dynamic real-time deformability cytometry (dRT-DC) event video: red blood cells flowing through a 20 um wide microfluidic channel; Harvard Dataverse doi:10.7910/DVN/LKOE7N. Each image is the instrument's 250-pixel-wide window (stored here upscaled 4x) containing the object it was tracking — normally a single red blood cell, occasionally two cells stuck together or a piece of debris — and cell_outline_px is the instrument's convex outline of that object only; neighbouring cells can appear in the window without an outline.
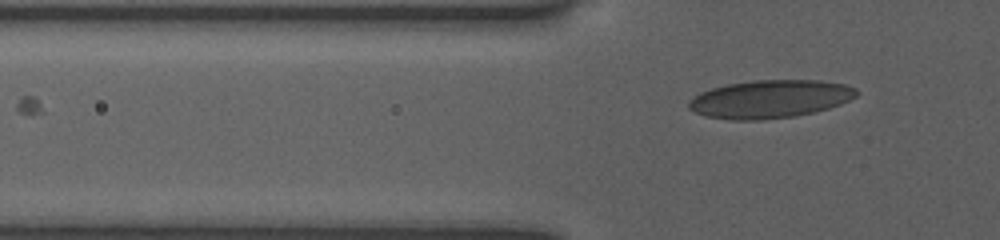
{"species": "human", "species_latin": "Homo sapiens", "temperature_condition": "room temperature", "stored_images_in_passage": 9, "camera_frame_rate_fps": 3000, "um_per_image_px": 0.085, "donor": {"sex": "female"}, "frame": {"image": 1, "passage_image": 9, "time_ms": 6.0, "image_size_px": [1000, 240], "cell_outline_px": [[860, 92], [856, 96], [840, 104], [828, 108], [812, 112], [792, 116], [760, 120], [732, 120], [704, 116], [688, 108], [688, 100], [700, 92], [712, 88], [728, 84], [752, 80], [820, 80], [844, 84], [856, 88]], "centroid_in_image_um": [65.43, 8.41], "position_along_channel_um": 60.4, "area_um2": 37.17}}